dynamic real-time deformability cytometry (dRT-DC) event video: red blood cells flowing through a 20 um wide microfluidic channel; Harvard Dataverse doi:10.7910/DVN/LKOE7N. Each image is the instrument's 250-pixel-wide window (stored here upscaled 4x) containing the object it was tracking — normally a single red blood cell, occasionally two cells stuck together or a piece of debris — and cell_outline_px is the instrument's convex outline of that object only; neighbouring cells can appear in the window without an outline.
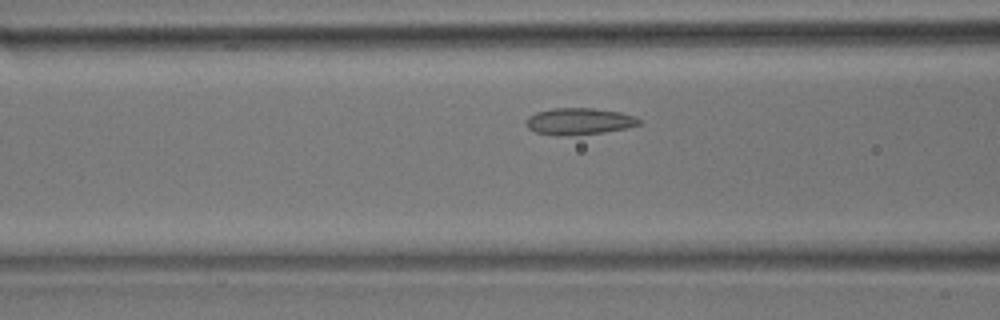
{"species": "common noctule bat (a hibernating species)", "species_latin": "Nyctalus noctula", "temperature_condition": "room temperature", "stored_images_in_passage": 36, "camera_frame_rate_fps": 3000, "um_per_image_px": 0.085, "animal": {"sex": "male", "body_mass_g": 17.9}, "frame": {"image": 1, "passage_image": 7, "time_ms": 2.0, "image_size_px": [1000, 320], "cell_outline_px": [[640, 124], [628, 128], [604, 132], [568, 136], [556, 136], [536, 132], [528, 128], [524, 124], [528, 116], [536, 112], [552, 108], [592, 108], [620, 112], [636, 116], [640, 120]], "centroid_in_image_um": [49.2, 10.32], "position_along_channel_um": 117.4, "area_um2": 17.8}}
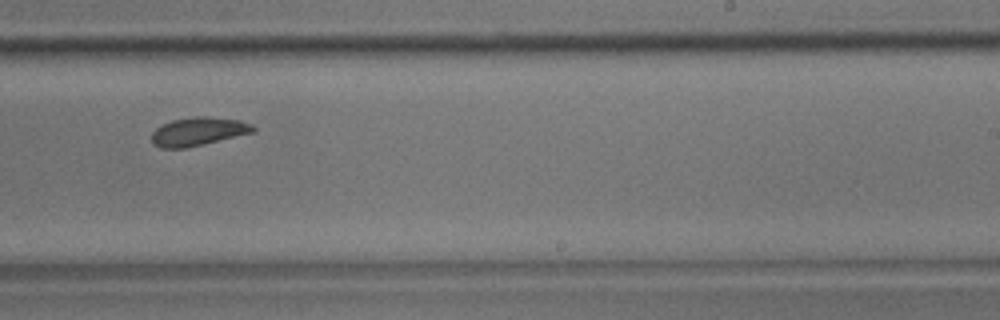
{"frame": {"image": 2, "passage_image": 18, "time_ms": 5.667, "image_size_px": [1000, 320], "cell_outline_px": [[256, 132], [184, 148], [160, 148], [152, 144], [152, 132], [156, 128], [172, 120], [196, 116], [204, 116], [240, 120], [252, 124], [256, 128]], "centroid_in_image_um": [16.87, 11.17], "position_along_channel_um": 272.1, "area_um2": 16.76}}
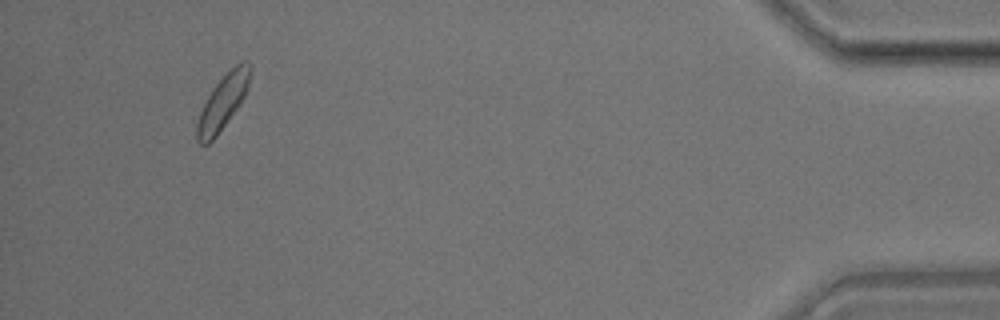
{"frame": {"image": 3, "passage_image": 33, "time_ms": 10.667, "image_size_px": [1000, 320], "cell_outline_px": [[252, 68], [248, 88], [240, 104], [216, 136], [208, 144], [200, 144], [196, 140], [196, 124], [200, 112], [212, 88], [240, 60], [248, 60], [252, 64]], "centroid_in_image_um": [18.96, 8.65], "position_along_channel_um": 416.2, "area_um2": 16.82}}